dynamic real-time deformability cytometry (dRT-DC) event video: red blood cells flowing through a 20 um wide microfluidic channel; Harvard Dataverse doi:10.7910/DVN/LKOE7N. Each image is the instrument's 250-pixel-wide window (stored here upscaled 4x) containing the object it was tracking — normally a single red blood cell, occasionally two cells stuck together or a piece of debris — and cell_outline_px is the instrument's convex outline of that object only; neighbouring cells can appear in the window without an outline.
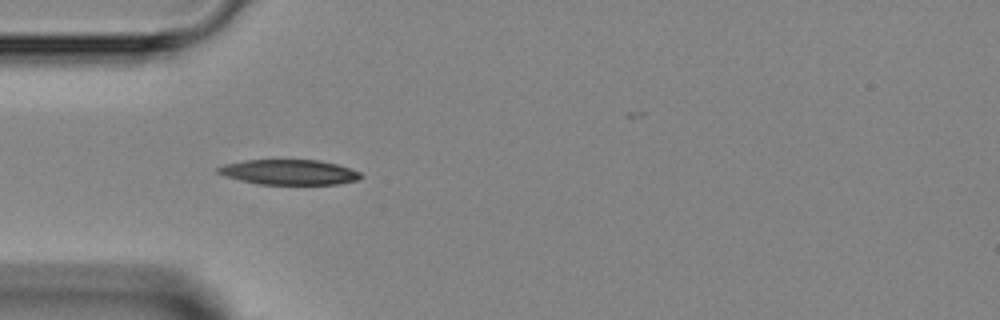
{"species": "Egyptian fruit bat (a non-hibernating species)", "species_latin": "Rousettus aegyptiacus", "temperature_condition": "room temperature", "stored_images_in_passage": 6, "camera_frame_rate_fps": 3000, "um_per_image_px": 0.085, "animal": {"sex": "female"}, "frame": {"image": 1, "passage_image": 3, "time_ms": 2.333, "image_size_px": [1000, 320], "cell_outline_px": [[364, 176], [356, 180], [336, 184], [260, 184], [240, 180], [224, 176], [216, 172], [216, 168], [224, 164], [244, 160], [320, 160], [336, 164], [360, 172]], "centroid_in_image_um": [24.54, 14.63], "position_along_channel_um": 60.5, "area_um2": 20.81}}
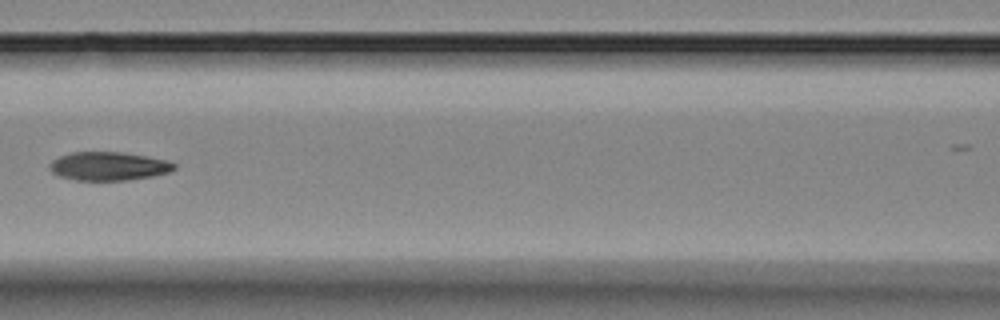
{"frame": {"image": 2, "passage_image": 5, "time_ms": 4.667, "image_size_px": [1000, 320], "cell_outline_px": [[176, 168], [168, 172], [152, 176], [124, 180], [76, 180], [60, 176], [52, 172], [48, 168], [48, 164], [52, 160], [60, 156], [72, 152], [124, 152], [148, 156], [168, 160], [176, 164]], "centroid_in_image_um": [9.22, 14.11], "position_along_channel_um": 157.4, "area_um2": 20.75}}
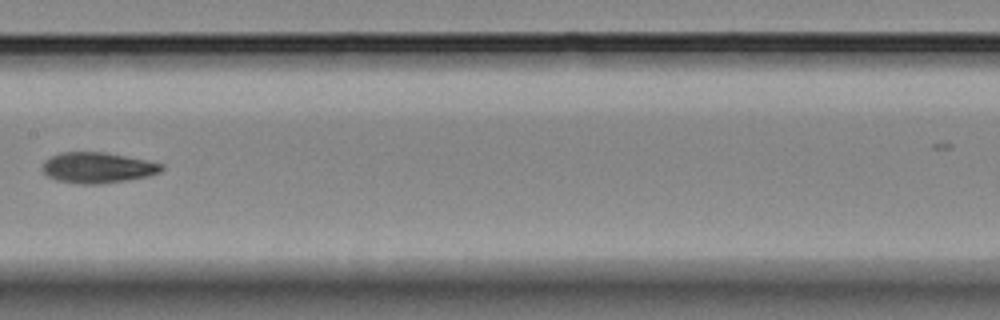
{"frame": {"image": 3, "passage_image": 6, "time_ms": 5.667, "image_size_px": [1000, 320], "cell_outline_px": [[164, 168], [160, 172], [148, 176], [128, 180], [100, 184], [76, 184], [56, 180], [48, 176], [40, 168], [44, 160], [60, 152], [104, 152], [148, 160], [164, 164]], "centroid_in_image_um": [8.29, 14.25], "position_along_channel_um": 199.1, "area_um2": 21.56}}